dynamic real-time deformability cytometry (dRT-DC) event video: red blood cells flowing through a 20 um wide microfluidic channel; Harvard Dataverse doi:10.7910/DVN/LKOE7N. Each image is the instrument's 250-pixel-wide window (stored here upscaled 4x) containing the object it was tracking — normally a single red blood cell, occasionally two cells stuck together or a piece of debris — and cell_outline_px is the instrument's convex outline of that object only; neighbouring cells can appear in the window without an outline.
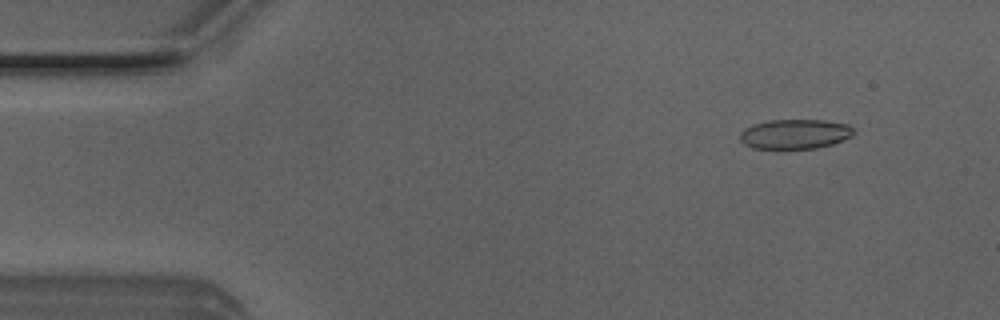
{"species": "Egyptian fruit bat (a non-hibernating species)", "species_latin": "Rousettus aegyptiacus", "temperature_condition": "room temperature", "stored_images_in_passage": 50, "camera_frame_rate_fps": 3000, "um_per_image_px": 0.085, "animal": {"sex": "male"}, "frame": {"image": 1, "passage_image": 5, "time_ms": 1.333, "image_size_px": [1000, 320], "cell_outline_px": [[856, 132], [852, 136], [832, 144], [816, 148], [752, 148], [744, 144], [740, 140], [740, 132], [744, 128], [752, 124], [768, 120], [824, 120], [848, 124]], "centroid_in_image_um": [67.56, 11.38], "position_along_channel_um": 17.4, "area_um2": 19.71}}
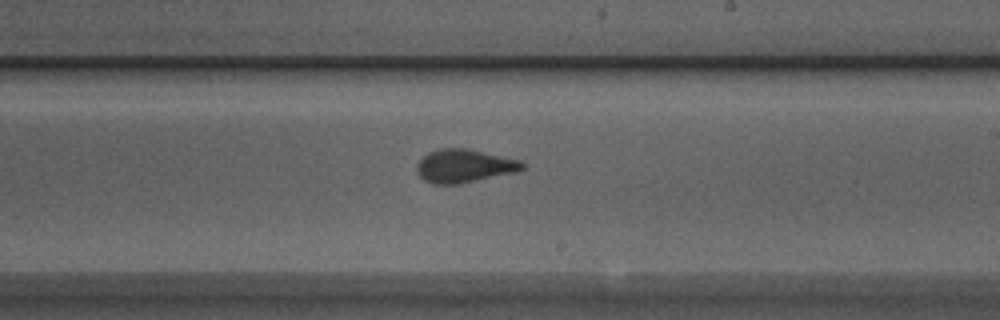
{"frame": {"image": 2, "passage_image": 29, "time_ms": 9.333, "image_size_px": [1000, 320], "cell_outline_px": [[524, 168], [516, 172], [460, 184], [432, 184], [424, 180], [420, 176], [416, 168], [416, 164], [428, 152], [440, 148], [468, 148], [520, 160], [524, 164]], "centroid_in_image_um": [39.45, 14.1], "position_along_channel_um": 249.6, "area_um2": 20.52}}
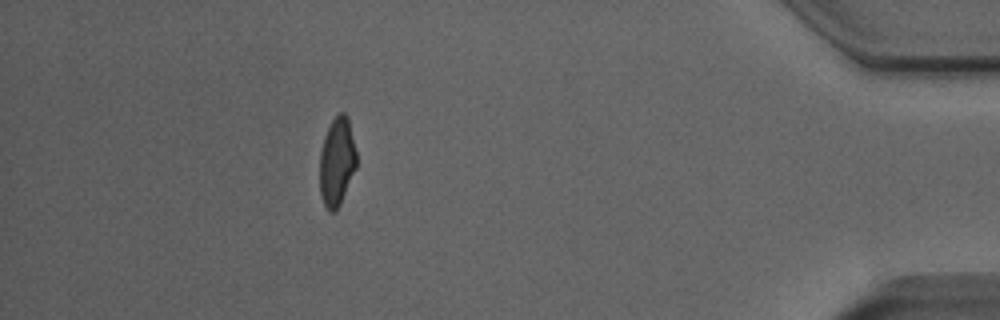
{"frame": {"image": 3, "passage_image": 45, "time_ms": 14.667, "image_size_px": [1000, 320], "cell_outline_px": [[356, 168], [340, 204], [336, 212], [328, 212], [320, 196], [320, 152], [324, 136], [332, 120], [340, 112], [344, 112], [348, 116], [356, 152]], "centroid_in_image_um": [28.63, 13.76], "position_along_channel_um": 406.6, "area_um2": 19.02}, "authors_computed_cell_mechanics": {"area_um2": 20.1722, "velocity_mm_per_s": 4.0244, "shape_relaxation_time_tau1_ms": 6.1723, "shape_relaxation_time_tau2_ms": 0.8974, "deformation_change_tau1": 0.1681, "deformation_change_tau2": 0.0618}}